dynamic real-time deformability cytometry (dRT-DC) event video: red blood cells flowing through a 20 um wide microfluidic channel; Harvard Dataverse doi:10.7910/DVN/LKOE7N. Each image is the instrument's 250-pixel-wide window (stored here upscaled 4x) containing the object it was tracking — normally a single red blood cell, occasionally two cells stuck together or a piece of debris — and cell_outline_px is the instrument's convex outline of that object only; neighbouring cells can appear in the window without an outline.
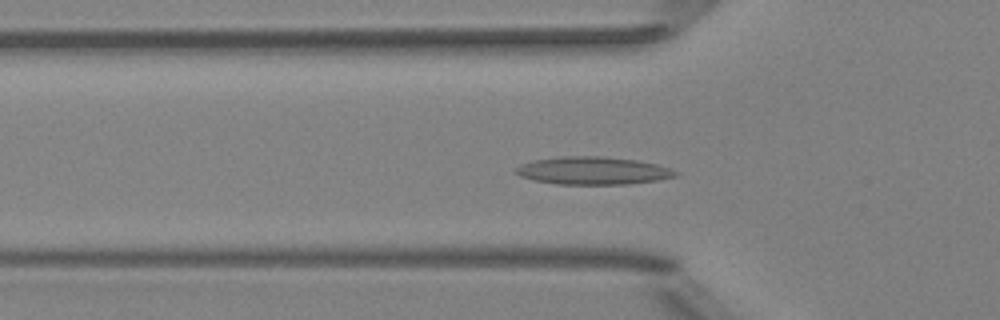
{"species": "Egyptian fruit bat (a non-hibernating species)", "species_latin": "Rousettus aegyptiacus", "temperature_condition": "room temperature", "stored_images_in_passage": 39, "camera_frame_rate_fps": 3000, "um_per_image_px": 0.085, "animal": {"sex": "female"}, "frame": {"image": 1, "passage_image": 3, "time_ms": 0.667, "image_size_px": [1000, 320], "cell_outline_px": [[680, 172], [676, 176], [656, 180], [628, 184], [556, 184], [532, 180], [520, 176], [512, 172], [520, 164], [532, 160], [560, 156], [604, 156], [636, 160], [656, 164]], "centroid_in_image_um": [50.34, 14.5], "position_along_channel_um": 75.5, "area_um2": 25.95}}
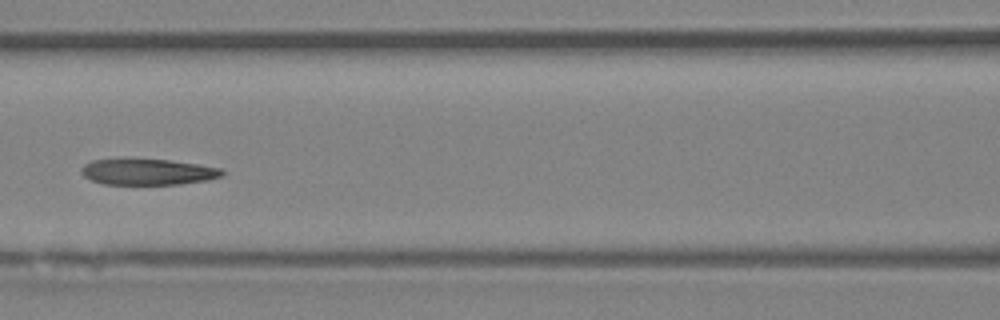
{"frame": {"image": 2, "passage_image": 9, "time_ms": 2.667, "image_size_px": [1000, 320], "cell_outline_px": [[224, 176], [208, 180], [180, 184], [104, 184], [92, 180], [84, 176], [80, 172], [80, 168], [84, 164], [92, 160], [168, 160], [196, 164], [220, 168], [224, 172]], "centroid_in_image_um": [12.57, 14.62], "position_along_channel_um": 154.0, "area_um2": 21.04}}
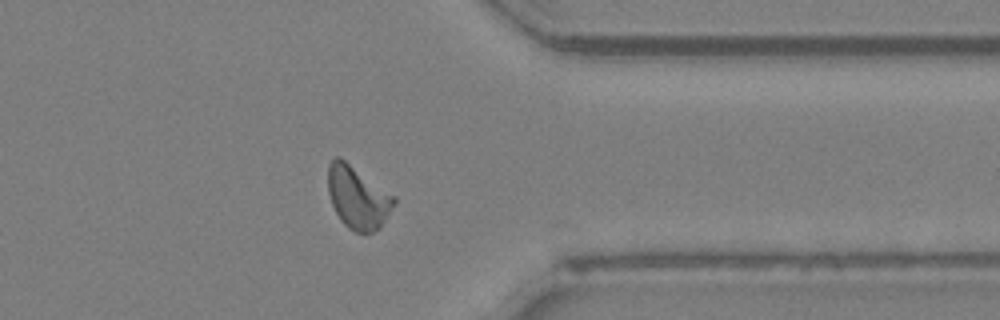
{"frame": {"image": 3, "passage_image": 27, "time_ms": 8.667, "image_size_px": [1000, 320], "cell_outline_px": [[396, 204], [380, 228], [372, 232], [356, 232], [348, 228], [340, 220], [332, 204], [328, 192], [328, 164], [336, 156], [340, 156], [396, 196]], "centroid_in_image_um": [30.43, 16.77], "position_along_channel_um": 381.0, "area_um2": 24.33}, "authors_computed_cell_mechanics": {"area_um2": 22.8888, "velocity_mm_per_s": 3.9269, "shape_relaxation_time_tau1_ms": null, "shape_relaxation_time_tau2_ms": 2.8122, "deformation_change_tau1": null, "deformation_change_tau2": 0.0933}}